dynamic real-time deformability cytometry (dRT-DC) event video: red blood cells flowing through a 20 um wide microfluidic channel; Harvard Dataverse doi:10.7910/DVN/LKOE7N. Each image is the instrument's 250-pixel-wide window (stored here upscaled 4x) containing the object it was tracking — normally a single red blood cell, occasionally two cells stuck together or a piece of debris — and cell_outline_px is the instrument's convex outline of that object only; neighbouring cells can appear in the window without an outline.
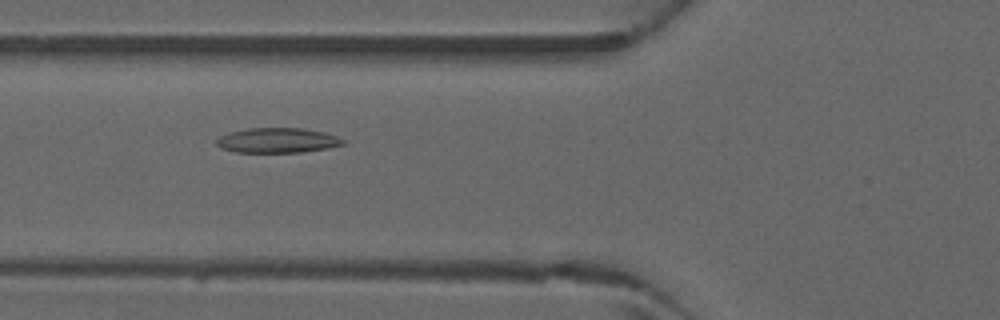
{"species": "common noctule bat (a hibernating species)", "species_latin": "Nyctalus noctula", "temperature_condition": "warm", "stored_images_in_passage": 35, "camera_frame_rate_fps": 3000, "um_per_image_px": 0.085, "animal": {"sex": "male", "forearm_length_mm": 52.5}, "frame": {"image": 1, "passage_image": 10, "time_ms": 3.0, "image_size_px": [1000, 320], "cell_outline_px": [[344, 144], [328, 148], [300, 152], [236, 152], [220, 148], [216, 144], [216, 140], [220, 136], [228, 132], [248, 128], [300, 128], [324, 132], [336, 136], [344, 140]], "centroid_in_image_um": [23.55, 11.93], "position_along_channel_um": 102.3, "area_um2": 18.32}}
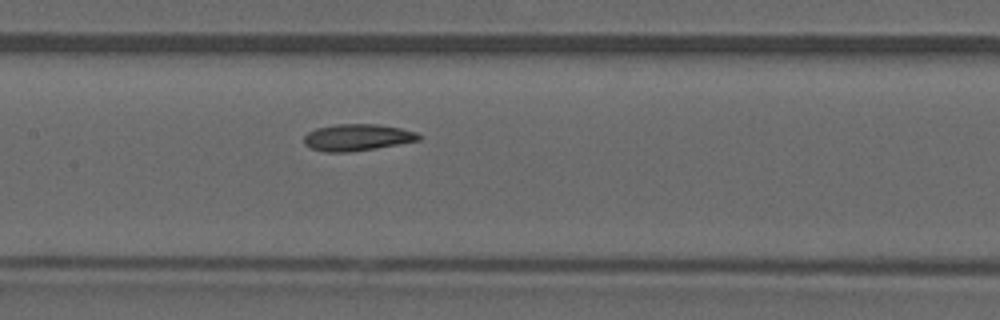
{"frame": {"image": 2, "passage_image": 15, "time_ms": 4.667, "image_size_px": [1000, 320], "cell_outline_px": [[420, 140], [376, 148], [348, 152], [324, 152], [312, 148], [304, 144], [304, 136], [308, 132], [316, 128], [336, 124], [376, 124], [400, 128], [416, 132], [420, 136]], "centroid_in_image_um": [30.34, 11.68], "position_along_channel_um": 177.1, "area_um2": 17.74}}
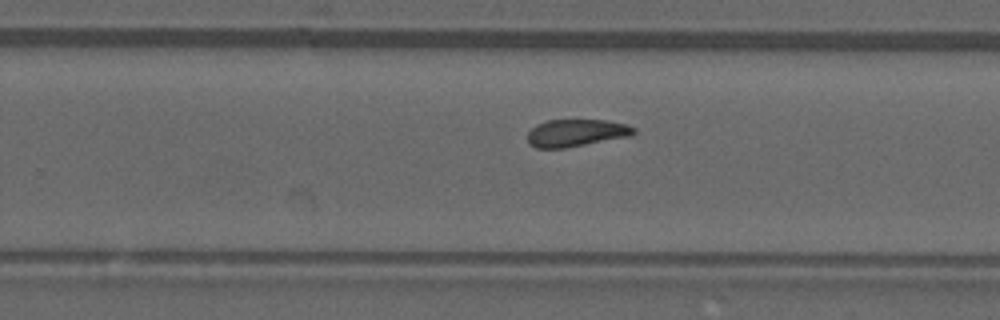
{"frame": {"image": 3, "passage_image": 22, "time_ms": 7.0, "image_size_px": [1000, 320], "cell_outline_px": [[636, 132], [632, 136], [564, 148], [536, 148], [528, 144], [528, 132], [536, 124], [548, 120], [608, 120], [624, 124], [636, 128]], "centroid_in_image_um": [48.98, 11.3], "position_along_channel_um": 280.8, "area_um2": 16.99}}